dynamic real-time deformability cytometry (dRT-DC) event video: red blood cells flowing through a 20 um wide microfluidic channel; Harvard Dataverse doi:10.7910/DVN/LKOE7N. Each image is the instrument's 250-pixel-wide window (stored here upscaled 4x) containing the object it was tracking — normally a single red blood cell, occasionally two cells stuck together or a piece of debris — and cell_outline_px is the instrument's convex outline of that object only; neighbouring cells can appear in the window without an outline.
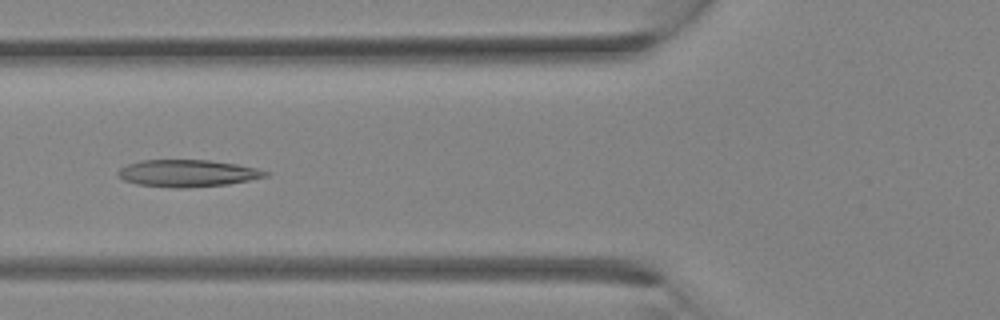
{"species": "Egyptian fruit bat (a non-hibernating species)", "species_latin": "Rousettus aegyptiacus", "temperature_condition": "room temperature", "stored_images_in_passage": 32, "camera_frame_rate_fps": 3000, "um_per_image_px": 0.085, "animal": {"sex": "female"}, "frame": {"image": 1, "passage_image": 12, "time_ms": 3.667, "image_size_px": [1000, 320], "cell_outline_px": [[272, 172], [268, 176], [228, 184], [184, 188], [172, 188], [136, 184], [124, 180], [116, 172], [120, 168], [128, 164], [140, 160], [208, 160], [236, 164], [256, 168]], "centroid_in_image_um": [15.94, 14.73], "position_along_channel_um": 109.9, "area_um2": 23.24}}
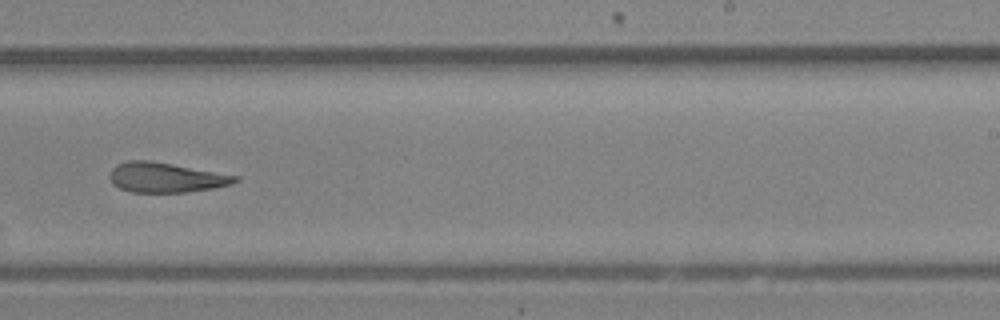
{"frame": {"image": 2, "passage_image": 20, "time_ms": 6.333, "image_size_px": [1000, 320], "cell_outline_px": [[240, 180], [232, 184], [212, 188], [188, 192], [132, 192], [120, 188], [112, 184], [108, 176], [112, 168], [116, 164], [128, 160], [152, 160], [240, 176]], "centroid_in_image_um": [14.09, 15.07], "position_along_channel_um": 274.9, "area_um2": 22.08}}
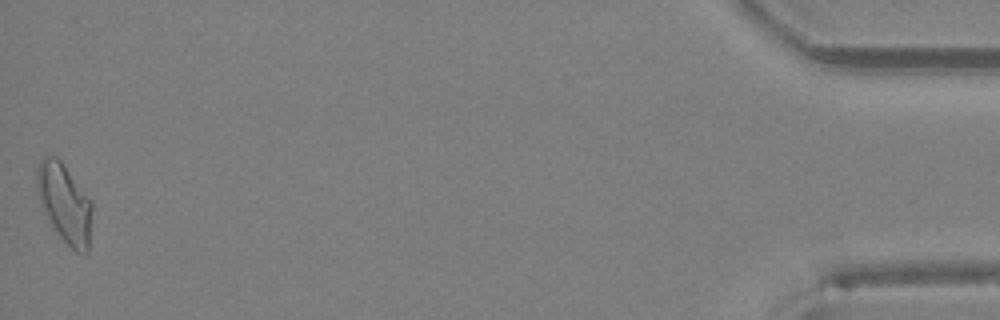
{"frame": {"image": 3, "passage_image": 32, "time_ms": 10.333, "image_size_px": [1000, 320], "cell_outline_px": [[92, 212], [88, 252], [84, 256], [76, 252], [60, 236], [48, 220], [40, 204], [36, 192], [36, 168], [40, 160], [44, 156], [56, 156], [60, 160], [92, 200]], "centroid_in_image_um": [5.48, 17.27], "position_along_channel_um": 429.7, "area_um2": 25.66}}